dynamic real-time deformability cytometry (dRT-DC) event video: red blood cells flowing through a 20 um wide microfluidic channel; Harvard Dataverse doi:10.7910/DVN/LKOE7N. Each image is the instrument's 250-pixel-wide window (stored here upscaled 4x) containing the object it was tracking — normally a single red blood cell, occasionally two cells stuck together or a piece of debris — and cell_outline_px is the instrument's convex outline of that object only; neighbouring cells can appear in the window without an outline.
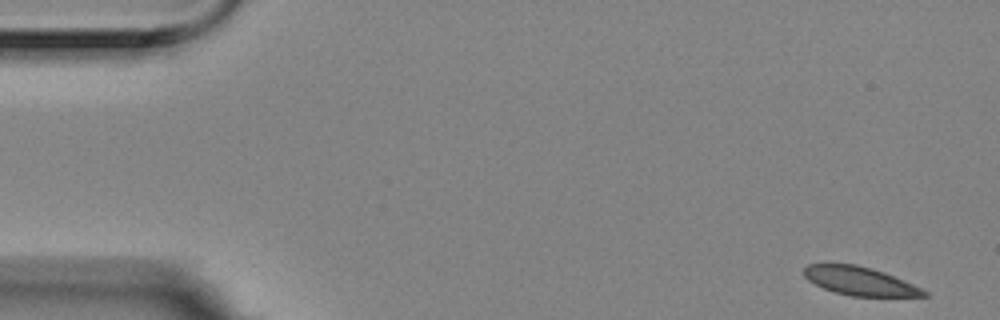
{"species": "Egyptian fruit bat (a non-hibernating species)", "species_latin": "Rousettus aegyptiacus", "temperature_condition": "room temperature", "stored_images_in_passage": 13, "camera_frame_rate_fps": 3000, "um_per_image_px": 0.085, "animal": {"sex": "female"}, "frame": {"image": 1, "passage_image": 1, "time_ms": 0.0, "image_size_px": [1000, 320], "cell_outline_px": [[932, 296], [852, 296], [836, 292], [824, 288], [808, 280], [804, 276], [804, 268], [808, 264], [856, 264], [872, 268], [884, 272], [904, 280], [928, 292]], "centroid_in_image_um": [73.1, 23.88], "position_along_channel_um": 11.9, "area_um2": 19.71}}
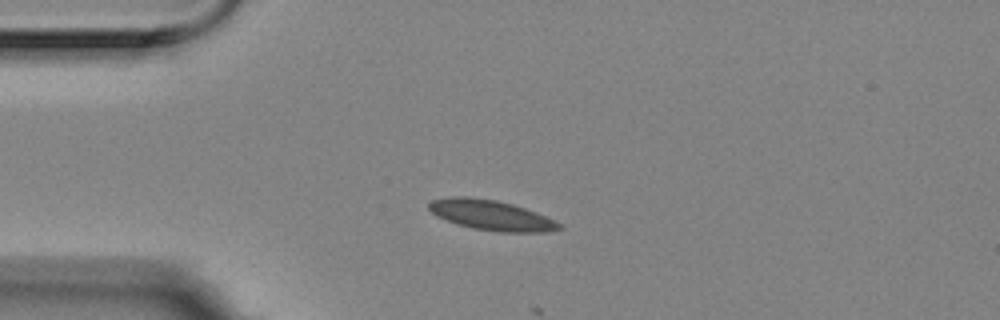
{"frame": {"image": 2, "passage_image": 12, "time_ms": 3.667, "image_size_px": [1000, 320], "cell_outline_px": [[564, 228], [552, 232], [500, 232], [472, 228], [456, 224], [436, 216], [428, 208], [428, 204], [432, 200], [452, 196], [468, 196], [496, 200], [512, 204], [536, 212], [556, 220]], "centroid_in_image_um": [41.77, 18.3], "position_along_channel_um": 43.2, "area_um2": 23.06}}